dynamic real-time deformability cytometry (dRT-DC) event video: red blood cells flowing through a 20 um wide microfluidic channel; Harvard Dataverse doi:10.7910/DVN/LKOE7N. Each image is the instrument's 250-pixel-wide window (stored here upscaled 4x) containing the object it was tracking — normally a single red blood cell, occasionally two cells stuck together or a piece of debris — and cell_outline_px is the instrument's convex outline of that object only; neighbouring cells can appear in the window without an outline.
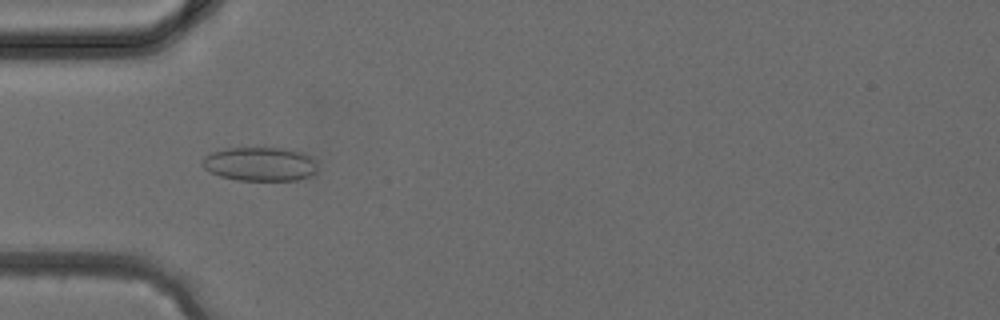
{"species": "common noctule bat (a hibernating species)", "species_latin": "Nyctalus noctula", "temperature_condition": "cold", "stored_images_in_passage": 38, "camera_frame_rate_fps": 3000, "um_per_image_px": 0.085, "animal": {"sex": "female", "body_mass_g": 24.6, "forearm_length_mm": 56.2}, "frame": {"image": 1, "passage_image": 12, "time_ms": 3.667, "image_size_px": [1000, 320], "cell_outline_px": [[316, 172], [308, 176], [296, 180], [240, 180], [220, 176], [204, 168], [200, 164], [204, 156], [212, 152], [224, 148], [284, 148], [304, 152], [312, 156], [316, 164]], "centroid_in_image_um": [22.1, 13.93], "position_along_channel_um": 62.9, "area_um2": 22.83}}
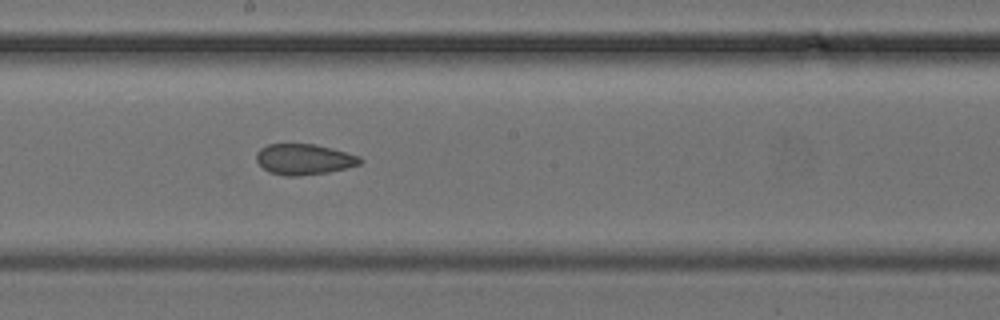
{"frame": {"image": 2, "passage_image": 21, "time_ms": 6.667, "image_size_px": [1000, 320], "cell_outline_px": [[364, 160], [360, 164], [328, 172], [296, 176], [284, 176], [268, 172], [256, 160], [256, 152], [260, 148], [268, 144], [316, 144], [332, 148], [360, 156]], "centroid_in_image_um": [25.83, 13.53], "position_along_channel_um": 222.4, "area_um2": 18.61}}
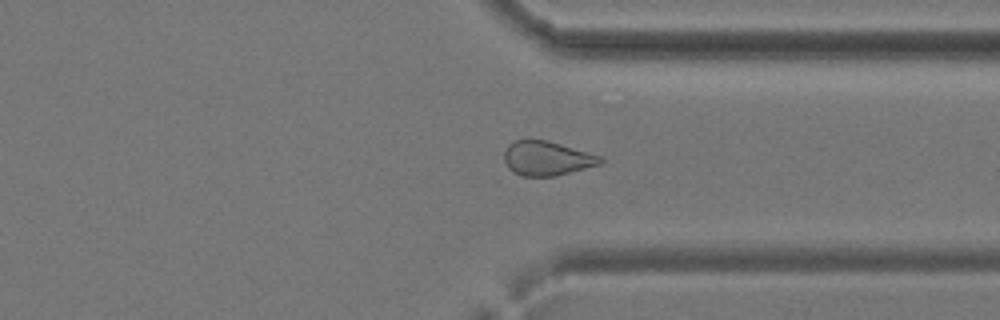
{"frame": {"image": 3, "passage_image": 29, "time_ms": 9.333, "image_size_px": [1000, 320], "cell_outline_px": [[604, 160], [600, 164], [556, 176], [520, 176], [512, 172], [508, 168], [504, 160], [504, 152], [508, 144], [516, 140], [528, 136], [548, 140], [600, 156]], "centroid_in_image_um": [46.42, 13.43], "position_along_channel_um": 365.0, "area_um2": 19.65}}